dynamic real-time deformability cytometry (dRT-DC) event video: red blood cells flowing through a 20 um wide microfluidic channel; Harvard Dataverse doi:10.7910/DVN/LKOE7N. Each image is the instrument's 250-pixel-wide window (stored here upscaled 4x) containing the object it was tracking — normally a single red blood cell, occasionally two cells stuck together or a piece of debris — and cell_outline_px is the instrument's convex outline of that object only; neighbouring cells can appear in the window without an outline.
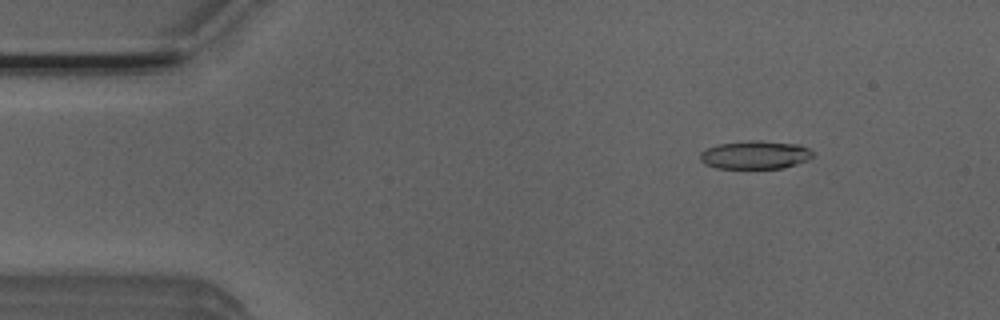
{"species": "Egyptian fruit bat (a non-hibernating species)", "species_latin": "Rousettus aegyptiacus", "temperature_condition": "room temperature", "stored_images_in_passage": 52, "camera_frame_rate_fps": 3000, "um_per_image_px": 0.085, "animal": {"sex": "male"}, "frame": {"image": 1, "passage_image": 7, "time_ms": 2.0, "image_size_px": [1000, 320], "cell_outline_px": [[812, 156], [808, 160], [784, 168], [716, 168], [704, 164], [700, 160], [700, 152], [716, 144], [748, 140], [760, 140], [800, 144], [808, 148], [812, 152]], "centroid_in_image_um": [64.17, 13.15], "position_along_channel_um": 20.8, "area_um2": 18.73}}
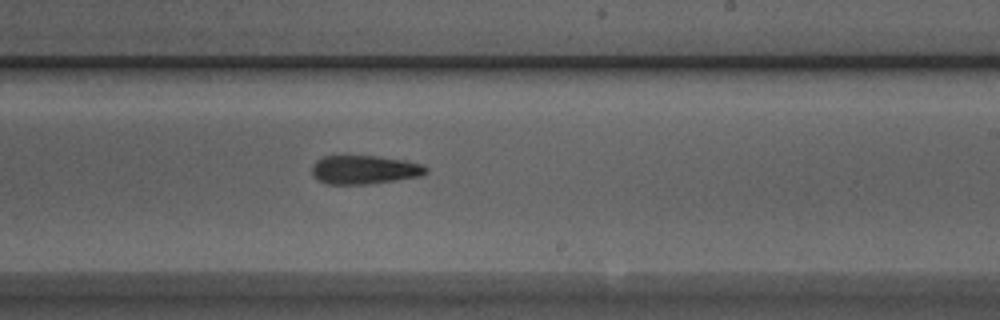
{"frame": {"image": 2, "passage_image": 31, "time_ms": 10.0, "image_size_px": [1000, 320], "cell_outline_px": [[428, 172], [420, 176], [396, 180], [368, 184], [328, 184], [316, 180], [312, 176], [312, 164], [316, 160], [324, 156], [376, 156], [404, 160], [424, 164], [428, 168]], "centroid_in_image_um": [30.96, 14.43], "position_along_channel_um": 258.0, "area_um2": 19.25}}
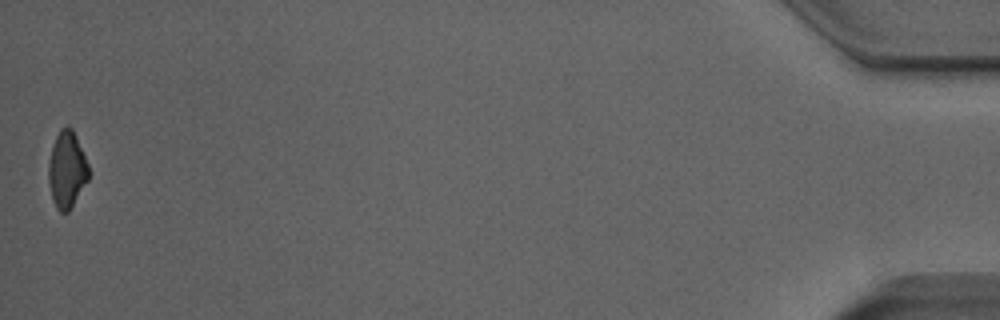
{"frame": {"image": 3, "passage_image": 52, "time_ms": 17.0, "image_size_px": [1000, 320], "cell_outline_px": [[92, 172], [88, 180], [68, 212], [60, 212], [56, 208], [52, 200], [48, 180], [48, 164], [52, 144], [60, 128], [68, 124], [72, 128], [76, 136]], "centroid_in_image_um": [5.69, 14.4], "position_along_channel_um": 429.5, "area_um2": 18.26}, "authors_computed_cell_mechanics": {"area_um2": 19.1896, "velocity_mm_per_s": 3.9276, "shape_relaxation_time_tau1_ms": 5.2503, "shape_relaxation_time_tau2_ms": 6.7886, "deformation_change_tau1": 0.1552, "deformation_change_tau2": 0.1727}}